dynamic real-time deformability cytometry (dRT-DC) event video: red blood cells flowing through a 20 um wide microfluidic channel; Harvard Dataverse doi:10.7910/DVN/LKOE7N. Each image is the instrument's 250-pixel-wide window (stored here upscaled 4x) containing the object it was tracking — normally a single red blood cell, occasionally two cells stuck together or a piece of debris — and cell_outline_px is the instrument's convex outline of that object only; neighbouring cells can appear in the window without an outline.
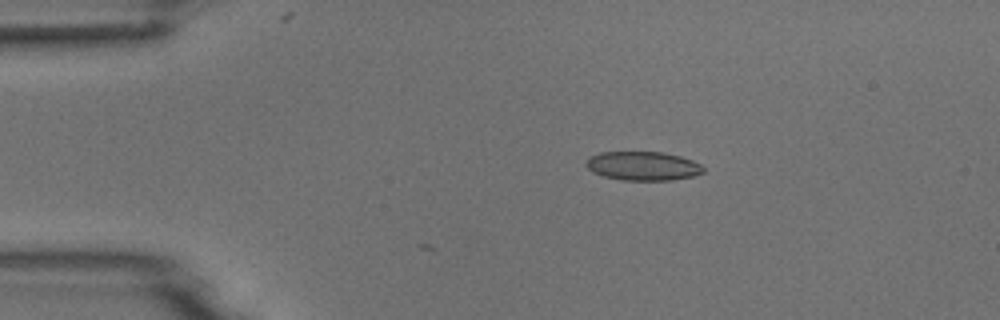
{"species": "common noctule bat (a hibernating species)", "species_latin": "Nyctalus noctula", "temperature_condition": "room temperature", "stored_images_in_passage": 5, "camera_frame_rate_fps": 3000, "um_per_image_px": 0.085, "animal": {"sex": "male", "body_mass_g": 18.8}, "frame": {"image": 1, "passage_image": 3, "time_ms": 2.333, "image_size_px": [1000, 320], "cell_outline_px": [[704, 172], [696, 176], [672, 180], [620, 180], [604, 176], [592, 172], [584, 164], [588, 156], [600, 152], [664, 152], [680, 156], [692, 160], [700, 164], [704, 168]], "centroid_in_image_um": [54.64, 14.11], "position_along_channel_um": 30.4, "area_um2": 20.0}}